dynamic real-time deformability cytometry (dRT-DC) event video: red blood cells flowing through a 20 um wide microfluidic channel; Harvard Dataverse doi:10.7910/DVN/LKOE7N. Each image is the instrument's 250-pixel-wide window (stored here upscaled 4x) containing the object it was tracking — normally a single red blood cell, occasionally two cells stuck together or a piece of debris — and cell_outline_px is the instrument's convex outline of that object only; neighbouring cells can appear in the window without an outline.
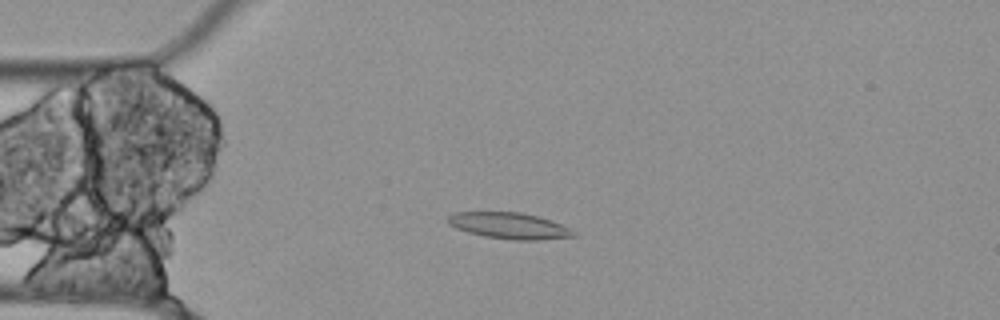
{"species": "Egyptian fruit bat (a non-hibernating species)", "species_latin": "Rousettus aegyptiacus", "temperature_condition": "cold", "stored_images_in_passage": 45, "camera_frame_rate_fps": 3000, "um_per_image_px": 0.085, "animal": {"sex": "female"}, "frame": {"image": 1, "passage_image": 3, "time_ms": 0.667, "image_size_px": [1000, 320], "cell_outline_px": [[576, 236], [536, 240], [516, 240], [484, 236], [468, 232], [456, 228], [448, 224], [448, 216], [456, 212], [520, 212], [536, 216], [560, 224], [568, 228]], "centroid_in_image_um": [43.23, 19.18], "position_along_channel_um": 41.8, "area_um2": 18.79}}
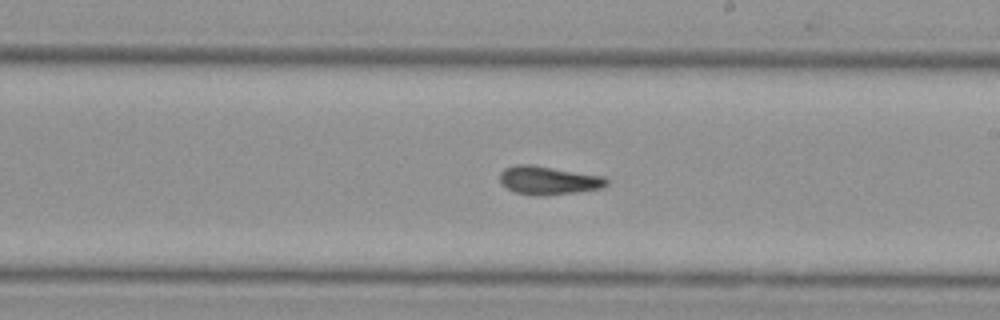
{"frame": {"image": 2, "passage_image": 21, "time_ms": 6.667, "image_size_px": [1000, 320], "cell_outline_px": [[608, 184], [600, 188], [576, 192], [544, 196], [536, 196], [516, 192], [508, 188], [500, 180], [500, 172], [504, 168], [516, 164], [532, 164], [604, 176], [608, 180]], "centroid_in_image_um": [46.62, 15.32], "position_along_channel_um": 242.4, "area_um2": 17.69}}
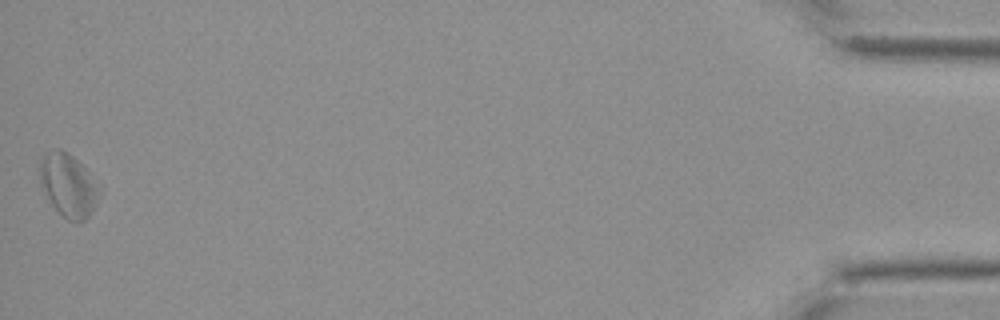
{"frame": {"image": 3, "passage_image": 45, "time_ms": 14.667, "image_size_px": [1000, 320], "cell_outline_px": [[100, 188], [92, 208], [88, 216], [84, 220], [76, 224], [68, 220], [52, 204], [44, 192], [40, 184], [40, 156], [44, 152], [56, 148], [60, 148], [68, 152], [100, 184]], "centroid_in_image_um": [5.76, 15.7], "position_along_channel_um": 429.4, "area_um2": 21.68}, "authors_computed_cell_mechanics": {"area_um2": 17.918, "velocity_mm_per_s": 3.5104, "shape_relaxation_time_tau1_ms": null, "shape_relaxation_time_tau2_ms": 4.6584, "deformation_change_tau1": null, "deformation_change_tau2": 0.1335}}